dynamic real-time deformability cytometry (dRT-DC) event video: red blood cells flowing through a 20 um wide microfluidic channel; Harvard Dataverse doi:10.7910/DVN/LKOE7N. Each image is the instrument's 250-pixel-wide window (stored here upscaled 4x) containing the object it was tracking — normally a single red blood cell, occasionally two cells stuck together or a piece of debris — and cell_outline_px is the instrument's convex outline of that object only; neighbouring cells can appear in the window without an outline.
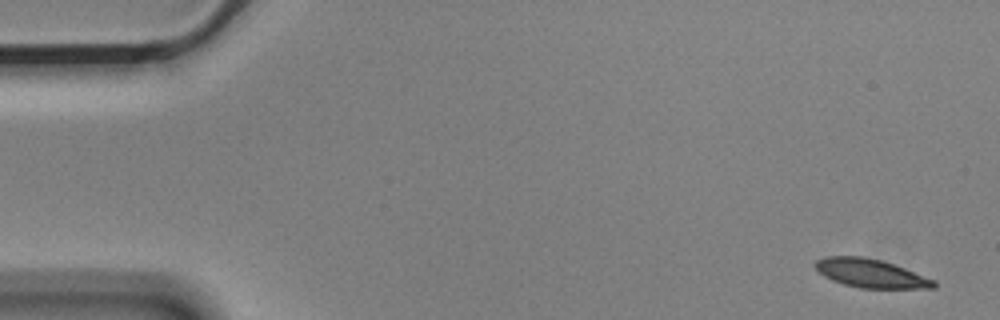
{"species": "Egyptian fruit bat (a non-hibernating species)", "species_latin": "Rousettus aegyptiacus", "temperature_condition": "cold", "stored_images_in_passage": 5, "camera_frame_rate_fps": 3000, "um_per_image_px": 0.085, "animal": {"sex": "male"}, "frame": {"image": 1, "passage_image": 1, "time_ms": 0.0, "image_size_px": [1000, 320], "cell_outline_px": [[936, 288], [860, 288], [844, 284], [832, 280], [824, 276], [812, 264], [816, 260], [824, 256], [864, 256], [880, 260], [904, 268], [936, 280]], "centroid_in_image_um": [73.99, 23.23], "position_along_channel_um": 11.0, "area_um2": 19.71}}
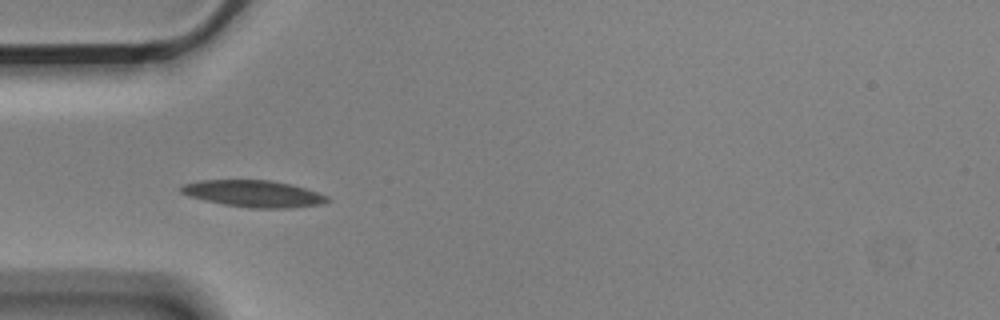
{"frame": {"image": 2, "passage_image": 4, "time_ms": 1.0, "image_size_px": [1000, 320], "cell_outline_px": [[328, 200], [324, 204], [292, 208], [248, 208], [224, 204], [204, 200], [188, 196], [180, 192], [180, 188], [184, 184], [200, 180], [268, 180], [292, 184], [328, 196]], "centroid_in_image_um": [21.55, 16.47], "position_along_channel_um": 63.4, "area_um2": 22.77}}
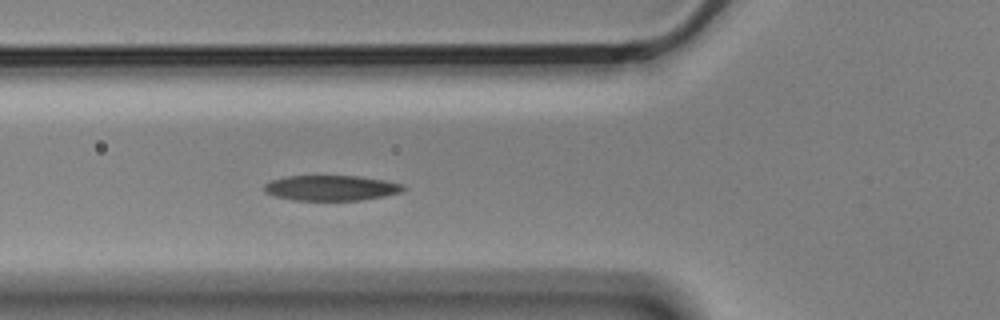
{"frame": {"image": 3, "passage_image": 5, "time_ms": 1.333, "image_size_px": [1000, 320], "cell_outline_px": [[408, 188], [400, 192], [384, 196], [360, 200], [292, 200], [276, 196], [264, 192], [264, 184], [272, 180], [288, 176], [360, 176], [384, 180], [404, 184]], "centroid_in_image_um": [28.17, 15.97], "position_along_channel_um": 97.6, "area_um2": 20.52}}